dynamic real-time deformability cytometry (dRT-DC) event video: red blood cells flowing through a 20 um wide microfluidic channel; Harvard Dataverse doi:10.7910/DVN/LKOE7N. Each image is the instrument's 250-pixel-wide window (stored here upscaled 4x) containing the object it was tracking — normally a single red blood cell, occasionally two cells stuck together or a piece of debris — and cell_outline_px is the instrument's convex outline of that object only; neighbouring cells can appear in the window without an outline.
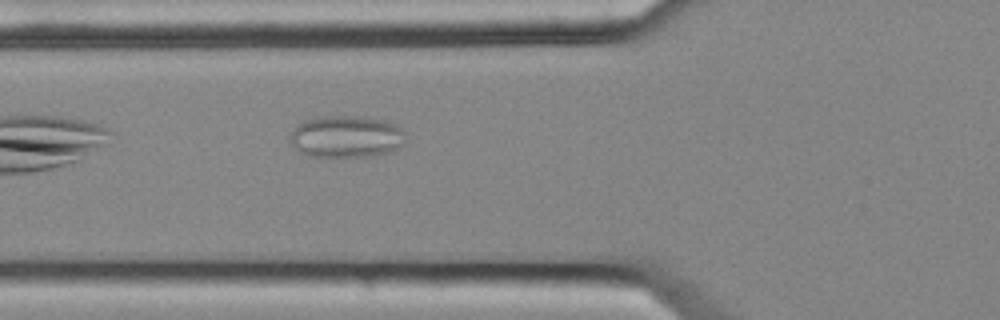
{"species": "common noctule bat (a hibernating species)", "species_latin": "Nyctalus noctula", "temperature_condition": "cold", "stored_images_in_passage": 6, "camera_frame_rate_fps": 3000, "um_per_image_px": 0.085, "animal": {"sex": "female", "body_mass_g": 25.1}, "frame": {"image": 1, "passage_image": 6, "time_ms": 1.667, "image_size_px": [1000, 320], "cell_outline_px": [[404, 144], [400, 148], [392, 152], [372, 156], [308, 156], [300, 152], [288, 140], [288, 136], [292, 128], [296, 124], [304, 120], [320, 116], [360, 116], [384, 120], [396, 124], [404, 132]], "centroid_in_image_um": [29.41, 11.6], "position_along_channel_um": 96.4, "area_um2": 28.73}}